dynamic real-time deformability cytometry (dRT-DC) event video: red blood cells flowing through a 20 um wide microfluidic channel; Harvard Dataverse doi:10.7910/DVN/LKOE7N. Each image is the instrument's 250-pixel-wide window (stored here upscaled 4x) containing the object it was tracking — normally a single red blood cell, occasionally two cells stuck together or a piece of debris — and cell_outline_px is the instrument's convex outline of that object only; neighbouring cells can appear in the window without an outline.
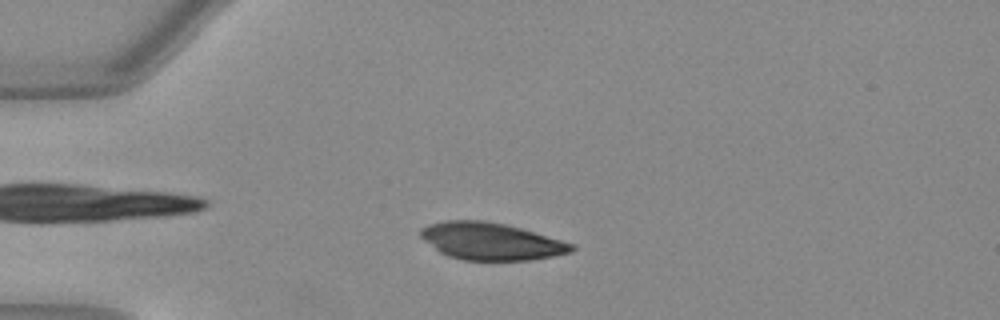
{"species": "Egyptian fruit bat (a non-hibernating species)", "species_latin": "Rousettus aegyptiacus", "temperature_condition": "warm", "stored_images_in_passage": 41, "camera_frame_rate_fps": 3000, "um_per_image_px": 0.085, "animal": {"sex": "female"}, "frame": {"image": 1, "passage_image": 3, "time_ms": 0.667, "image_size_px": [1000, 320], "cell_outline_px": [[576, 248], [572, 252], [552, 256], [528, 260], [464, 260], [440, 252], [424, 240], [420, 236], [420, 228], [428, 224], [444, 220], [484, 220], [504, 224], [520, 228], [576, 244]], "centroid_in_image_um": [41.74, 20.5], "position_along_channel_um": 43.3, "area_um2": 32.6}}
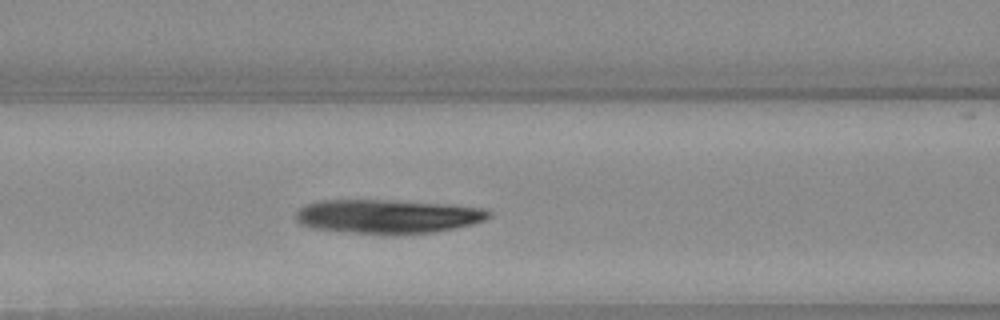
{"frame": {"image": 2, "passage_image": 12, "time_ms": 3.667, "image_size_px": [1000, 320], "cell_outline_px": [[492, 212], [484, 220], [472, 224], [432, 232], [352, 232], [316, 228], [300, 224], [296, 220], [296, 212], [304, 204], [320, 200], [396, 200], [448, 204], [484, 208]], "centroid_in_image_um": [32.93, 18.35], "position_along_channel_um": 133.7, "area_um2": 37.28}}
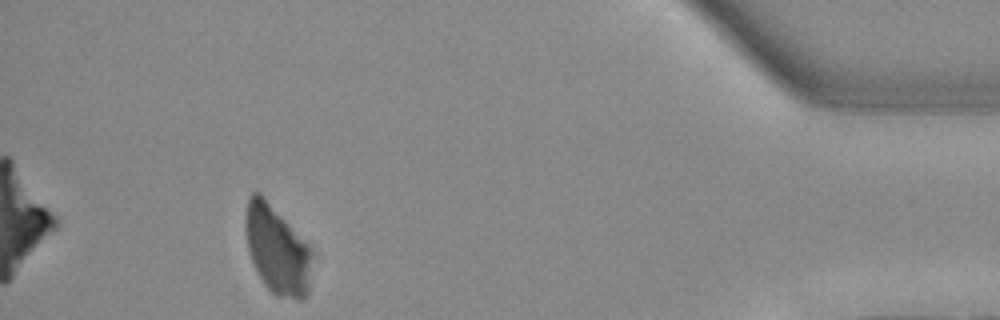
{"frame": {"image": 3, "passage_image": 37, "time_ms": 12.0, "image_size_px": [1000, 320], "cell_outline_px": [[312, 256], [308, 296], [304, 300], [296, 300], [276, 296], [264, 284], [252, 260], [248, 248], [244, 224], [244, 220], [248, 196], [252, 192], [260, 192], [312, 248]], "centroid_in_image_um": [23.56, 21.23], "position_along_channel_um": 411.6, "area_um2": 34.51}}